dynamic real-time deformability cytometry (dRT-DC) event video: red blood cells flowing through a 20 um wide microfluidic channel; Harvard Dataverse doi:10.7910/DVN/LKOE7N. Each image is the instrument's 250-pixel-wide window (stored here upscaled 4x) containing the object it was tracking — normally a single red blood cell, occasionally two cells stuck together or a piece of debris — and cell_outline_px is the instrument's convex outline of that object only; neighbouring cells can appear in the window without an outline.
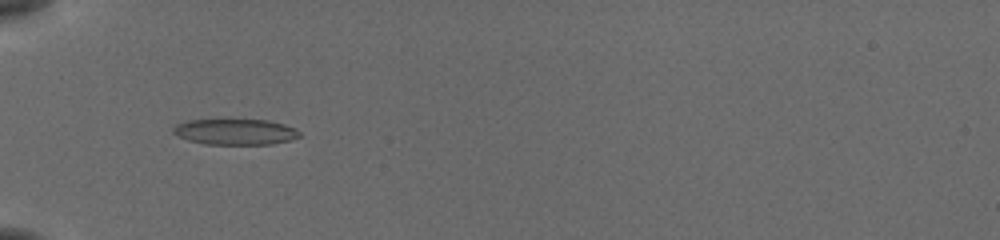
{"species": "common noctule bat (a hibernating species)", "species_latin": "Nyctalus noctula", "temperature_condition": "cold", "stored_images_in_passage": 55, "camera_frame_rate_fps": 3000, "um_per_image_px": 0.085, "animal": {"sex": "female", "body_mass_g": 19.5, "forearm_length_mm": 54.1}, "frame": {"image": 1, "passage_image": 20, "time_ms": 6.333, "image_size_px": [1000, 240], "cell_outline_px": [[300, 136], [288, 140], [272, 144], [204, 144], [188, 140], [172, 132], [172, 128], [176, 124], [184, 120], [224, 116], [268, 120], [284, 124], [296, 128], [300, 132]], "centroid_in_image_um": [19.93, 11.13], "position_along_channel_um": 65.1, "area_um2": 20.17}}
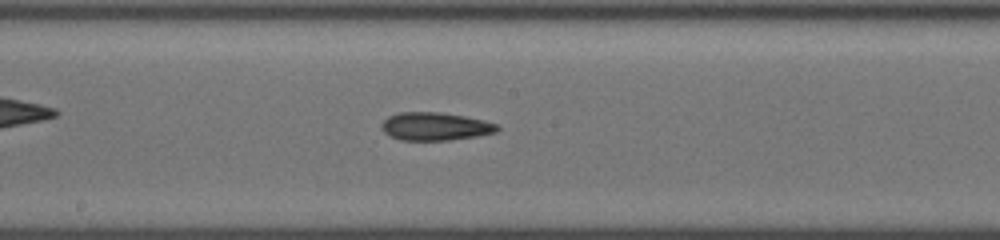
{"frame": {"image": 2, "passage_image": 32, "time_ms": 10.333, "image_size_px": [1000, 240], "cell_outline_px": [[500, 128], [496, 132], [476, 136], [448, 140], [400, 140], [384, 132], [380, 128], [380, 124], [388, 116], [400, 112], [440, 112], [464, 116], [484, 120], [496, 124]], "centroid_in_image_um": [36.96, 10.74], "position_along_channel_um": 211.2, "area_um2": 18.84}}
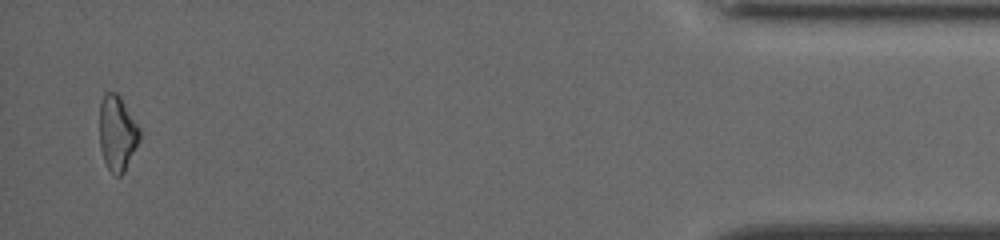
{"frame": {"image": 3, "passage_image": 54, "time_ms": 17.667, "image_size_px": [1000, 240], "cell_outline_px": [[140, 140], [124, 172], [120, 176], [116, 176], [108, 168], [104, 160], [100, 148], [100, 104], [104, 92], [116, 92], [120, 96], [140, 128]], "centroid_in_image_um": [9.97, 11.31], "position_along_channel_um": 425.2, "area_um2": 17.57}, "authors_computed_cell_mechanics": {"area_um2": 18.9006, "velocity_mm_per_s": 3.833, "shape_relaxation_time_tau1_ms": 3.9701, "shape_relaxation_time_tau2_ms": 5.3674, "deformation_change_tau1": 0.1089, "deformation_change_tau2": 0.1619}}